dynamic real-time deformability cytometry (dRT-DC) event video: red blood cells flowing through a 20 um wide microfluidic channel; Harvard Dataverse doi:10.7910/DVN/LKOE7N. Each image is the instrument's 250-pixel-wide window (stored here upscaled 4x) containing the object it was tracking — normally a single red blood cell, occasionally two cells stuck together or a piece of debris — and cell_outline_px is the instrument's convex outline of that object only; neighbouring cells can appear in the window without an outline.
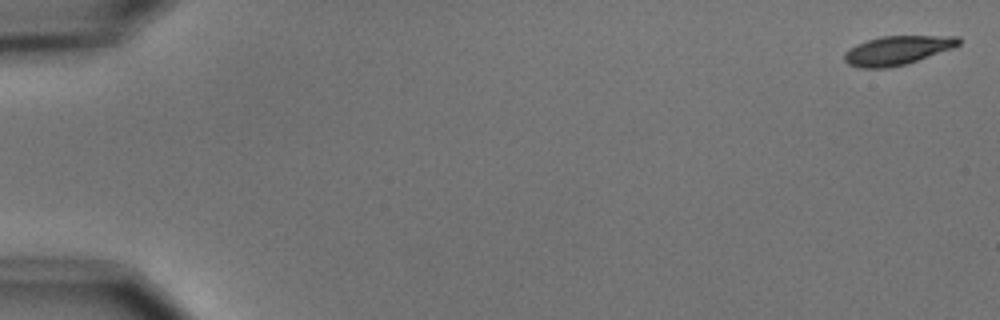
{"species": "common noctule bat (a hibernating species)", "species_latin": "Nyctalus noctula", "temperature_condition": "cold", "stored_images_in_passage": 8, "camera_frame_rate_fps": 3000, "um_per_image_px": 0.085, "animal": {"sex": "male", "body_mass_g": 15.6}, "frame": {"image": 1, "passage_image": 1, "time_ms": 0.0, "image_size_px": [1000, 320], "cell_outline_px": [[960, 44], [952, 48], [904, 64], [888, 68], [860, 68], [848, 64], [844, 60], [844, 52], [848, 48], [856, 44], [880, 36], [960, 36]], "centroid_in_image_um": [76.22, 4.27], "position_along_channel_um": 8.8, "area_um2": 19.13}}
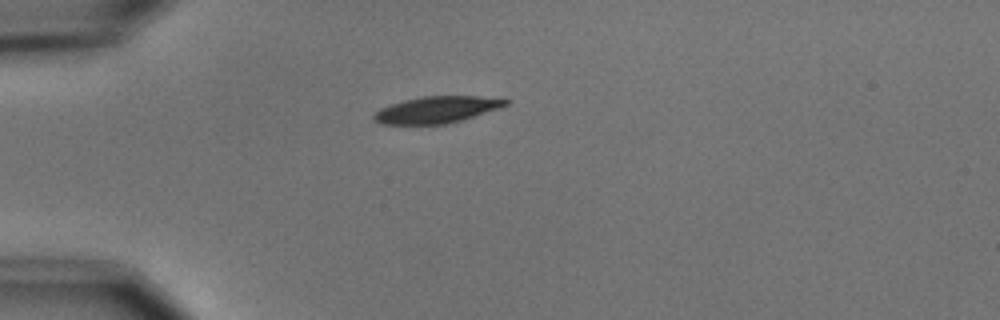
{"frame": {"image": 2, "passage_image": 5, "time_ms": 4.667, "image_size_px": [1000, 320], "cell_outline_px": [[512, 100], [508, 104], [500, 108], [460, 120], [444, 124], [380, 124], [372, 120], [372, 116], [380, 108], [404, 100], [424, 96], [476, 96]], "centroid_in_image_um": [37.1, 9.32], "position_along_channel_um": 47.9, "area_um2": 20.29}}
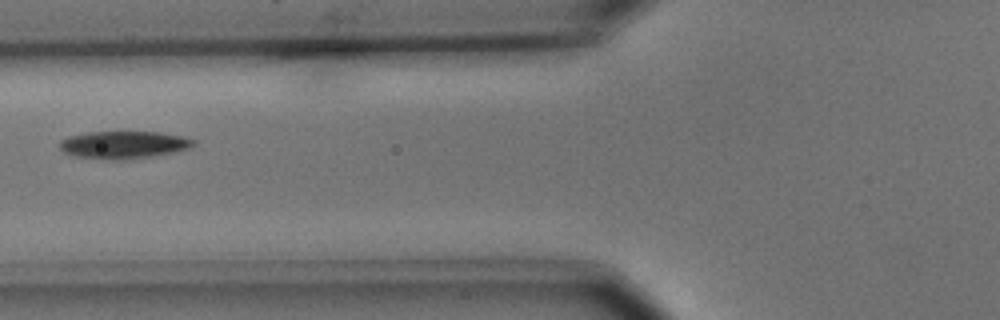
{"frame": {"image": 3, "passage_image": 7, "time_ms": 7.0, "image_size_px": [1000, 320], "cell_outline_px": [[196, 144], [192, 148], [172, 152], [124, 160], [104, 160], [76, 156], [64, 152], [60, 148], [60, 140], [68, 136], [88, 132], [160, 132], [184, 136], [196, 140]], "centroid_in_image_um": [10.53, 12.3], "position_along_channel_um": 115.3, "area_um2": 21.56}}